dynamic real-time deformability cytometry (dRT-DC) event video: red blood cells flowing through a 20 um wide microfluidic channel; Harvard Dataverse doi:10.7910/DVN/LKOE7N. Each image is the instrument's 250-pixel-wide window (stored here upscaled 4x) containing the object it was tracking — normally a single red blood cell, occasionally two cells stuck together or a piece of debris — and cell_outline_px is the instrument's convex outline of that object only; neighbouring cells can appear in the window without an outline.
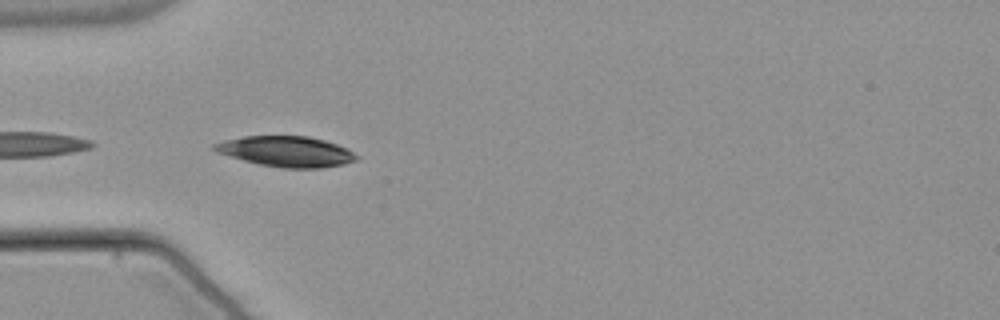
{"species": "common noctule bat (a hibernating species)", "species_latin": "Nyctalus noctula", "temperature_condition": "warm", "stored_images_in_passage": 20, "camera_frame_rate_fps": 3000, "um_per_image_px": 0.085, "animal": {"sex": "male", "body_mass_g": 21.5, "forearm_length_mm": 52.0}, "frame": {"image": 1, "passage_image": 1, "time_ms": 0.0, "image_size_px": [1000, 320], "cell_outline_px": [[360, 156], [356, 160], [344, 164], [320, 168], [284, 168], [260, 164], [244, 160], [216, 152], [212, 148], [212, 144], [224, 140], [244, 136], [308, 136], [324, 140], [336, 144]], "centroid_in_image_um": [24.32, 12.87], "position_along_channel_um": 60.7, "area_um2": 25.09}}